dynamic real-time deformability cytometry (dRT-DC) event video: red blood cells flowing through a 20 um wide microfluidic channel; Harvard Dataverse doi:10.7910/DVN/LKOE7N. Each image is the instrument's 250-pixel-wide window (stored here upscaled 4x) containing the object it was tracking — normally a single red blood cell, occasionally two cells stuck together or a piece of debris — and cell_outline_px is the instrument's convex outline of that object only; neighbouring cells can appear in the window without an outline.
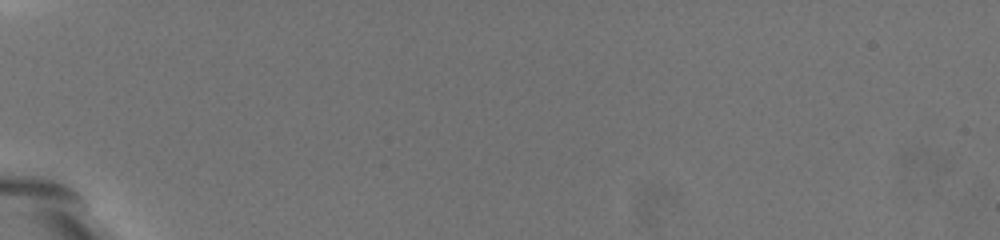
{"species": "common noctule bat (a hibernating species)", "species_latin": "Nyctalus noctula", "temperature_condition": "warm", "stored_images_in_passage": 2, "camera_frame_rate_fps": 3000, "um_per_image_px": 0.085, "animal": {"sex": "female", "body_mass_g": 19.5, "forearm_length_mm": 54.1}, "frame": {"image": 1, "passage_image": 1, "time_ms": 0.0, "image_size_px": [1000, 240], "cell_outline_px": [[220, 172], [208, 180], [192, 172], [144, 124], [116, 92], [120, 80], [160, 100], [212, 148]], "centroid_in_image_um": [14.55, 11.14], "position_along_channel_um": 70.5, "area_um2": 24.45}}